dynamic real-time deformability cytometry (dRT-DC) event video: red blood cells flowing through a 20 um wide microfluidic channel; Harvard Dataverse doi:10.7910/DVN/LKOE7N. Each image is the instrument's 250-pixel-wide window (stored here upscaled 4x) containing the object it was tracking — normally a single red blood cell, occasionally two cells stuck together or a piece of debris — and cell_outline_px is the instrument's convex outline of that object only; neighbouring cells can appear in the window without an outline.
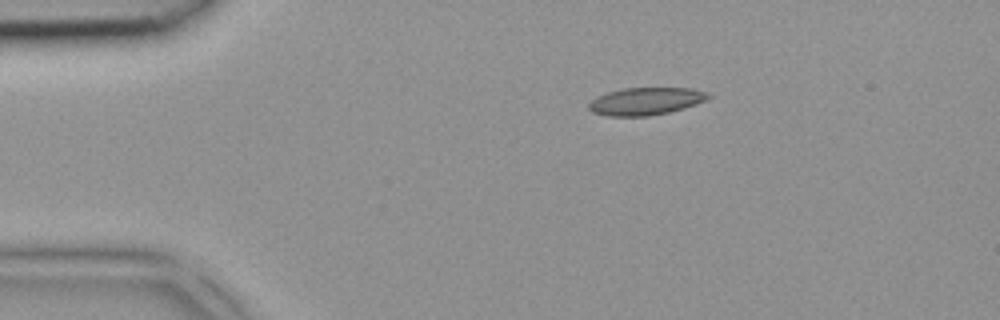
{"species": "common noctule bat (a hibernating species)", "species_latin": "Nyctalus noctula", "temperature_condition": "room temperature", "stored_images_in_passage": 2, "camera_frame_rate_fps": 3000, "um_per_image_px": 0.085, "animal": {"sex": "female", "body_mass_g": 18.4}, "frame": {"image": 1, "passage_image": 2, "time_ms": 0.333, "image_size_px": [1000, 320], "cell_outline_px": [[712, 96], [704, 100], [684, 108], [668, 112], [648, 116], [608, 116], [592, 112], [588, 108], [588, 104], [596, 96], [608, 92], [624, 88], [692, 88], [708, 92]], "centroid_in_image_um": [54.87, 8.6], "position_along_channel_um": 30.1, "area_um2": 19.07}}